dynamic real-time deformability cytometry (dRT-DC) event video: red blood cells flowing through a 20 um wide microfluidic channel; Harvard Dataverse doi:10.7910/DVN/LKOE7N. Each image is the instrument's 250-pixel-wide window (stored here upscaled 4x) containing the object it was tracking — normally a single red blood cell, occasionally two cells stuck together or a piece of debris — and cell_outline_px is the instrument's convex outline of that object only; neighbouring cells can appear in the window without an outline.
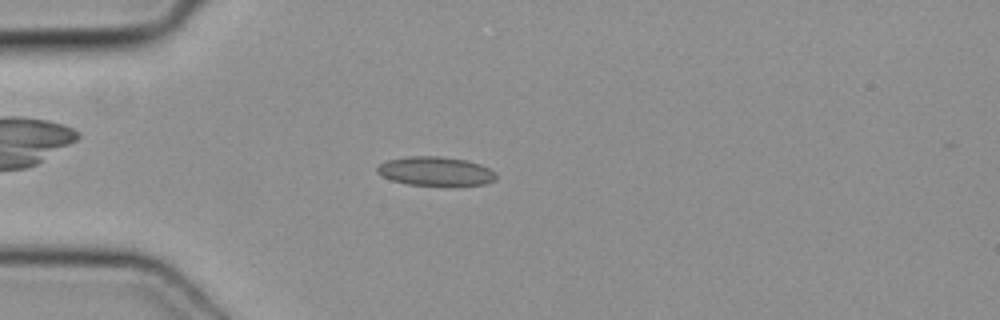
{"species": "common noctule bat (a hibernating species)", "species_latin": "Nyctalus noctula", "temperature_condition": "cold", "stored_images_in_passage": 6, "camera_frame_rate_fps": 3000, "um_per_image_px": 0.085, "animal": {"sex": "female", "body_mass_g": 19.3, "forearm_length_mm": 54.1}, "frame": {"image": 1, "passage_image": 5, "time_ms": 1.333, "image_size_px": [1000, 320], "cell_outline_px": [[496, 180], [484, 184], [460, 188], [456, 188], [408, 184], [392, 180], [376, 172], [376, 168], [380, 164], [388, 160], [408, 156], [440, 156], [468, 160], [480, 164], [496, 172]], "centroid_in_image_um": [37.1, 14.59], "position_along_channel_um": 47.9, "area_um2": 20.87}}